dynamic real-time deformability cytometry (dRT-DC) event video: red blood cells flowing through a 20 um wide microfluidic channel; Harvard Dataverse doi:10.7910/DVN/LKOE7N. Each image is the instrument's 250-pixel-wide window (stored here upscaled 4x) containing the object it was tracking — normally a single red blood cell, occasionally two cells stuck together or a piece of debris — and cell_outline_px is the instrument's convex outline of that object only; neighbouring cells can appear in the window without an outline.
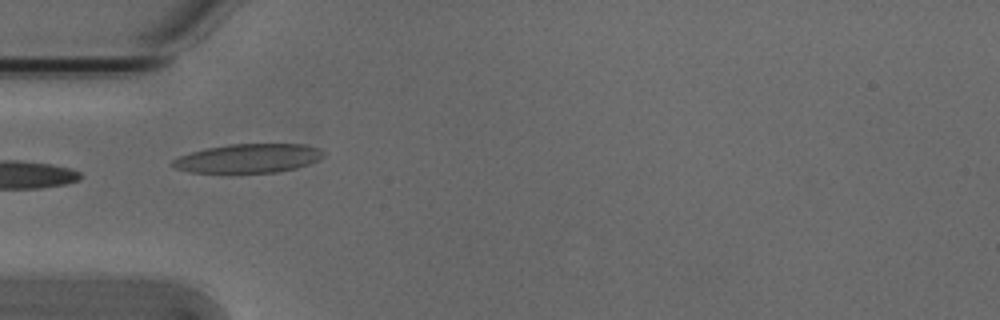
{"species": "Egyptian fruit bat (a non-hibernating species)", "species_latin": "Rousettus aegyptiacus", "temperature_condition": "cold", "stored_images_in_passage": 7, "camera_frame_rate_fps": 3000, "um_per_image_px": 0.085, "animal": {"sex": "male"}, "frame": {"image": 1, "passage_image": 3, "time_ms": 0.667, "image_size_px": [1000, 320], "cell_outline_px": [[324, 152], [316, 160], [308, 164], [296, 168], [276, 172], [192, 172], [172, 168], [168, 164], [172, 160], [180, 156], [204, 148], [228, 144], [304, 144], [316, 148]], "centroid_in_image_um": [21.02, 13.45], "position_along_channel_um": 64.0, "area_um2": 25.2}}
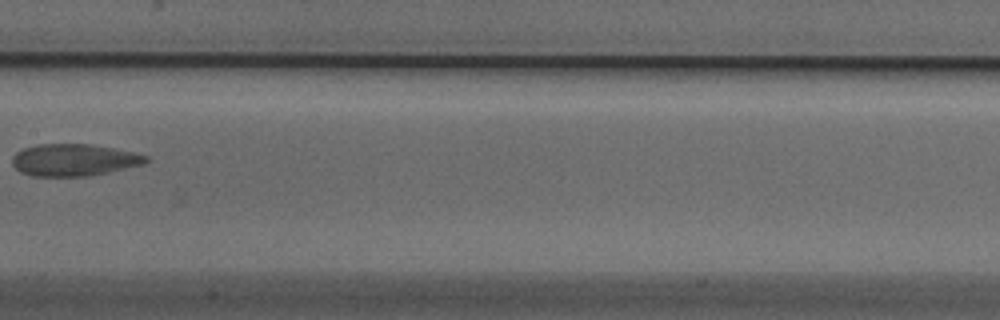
{"frame": {"image": 2, "passage_image": 6, "time_ms": 1.667, "image_size_px": [1000, 320], "cell_outline_px": [[152, 160], [144, 164], [108, 172], [88, 176], [32, 176], [20, 172], [12, 164], [12, 156], [16, 152], [24, 148], [40, 144], [88, 144], [112, 148], [132, 152], [148, 156]], "centroid_in_image_um": [6.28, 13.6], "position_along_channel_um": 201.1, "area_um2": 24.91}}
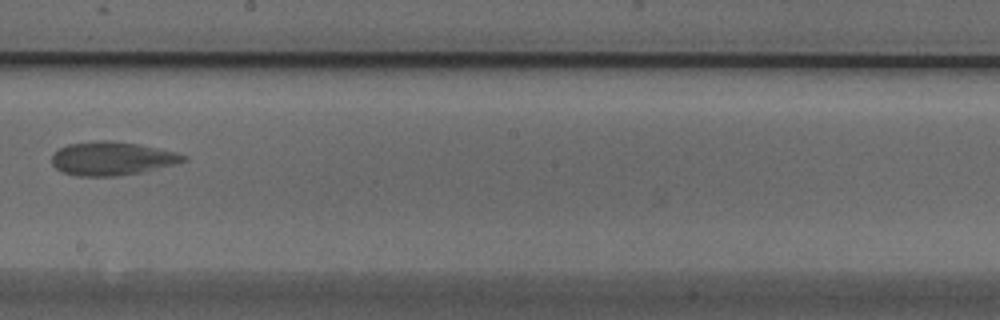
{"frame": {"image": 3, "passage_image": 7, "time_ms": 2.0, "image_size_px": [1000, 320], "cell_outline_px": [[188, 160], [176, 164], [140, 172], [116, 176], [80, 176], [60, 172], [52, 164], [52, 156], [60, 148], [68, 144], [96, 140], [112, 140], [140, 144], [176, 152], [188, 156]], "centroid_in_image_um": [9.53, 13.46], "position_along_channel_um": 238.7, "area_um2": 25.84}}